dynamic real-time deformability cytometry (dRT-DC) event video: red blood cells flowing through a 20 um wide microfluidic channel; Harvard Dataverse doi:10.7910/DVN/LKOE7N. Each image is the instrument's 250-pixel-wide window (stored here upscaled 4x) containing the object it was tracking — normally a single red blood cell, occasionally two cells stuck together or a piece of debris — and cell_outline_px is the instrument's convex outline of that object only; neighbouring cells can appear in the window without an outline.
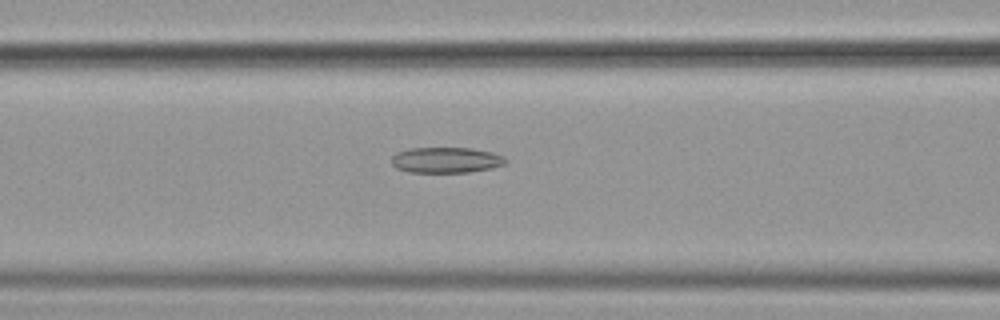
{"species": "common noctule bat (a hibernating species)", "species_latin": "Nyctalus noctula", "temperature_condition": "cold", "stored_images_in_passage": 56, "camera_frame_rate_fps": 3000, "um_per_image_px": 0.085, "animal": {"sex": "female", "body_mass_g": 19.9}, "frame": {"image": 1, "passage_image": 24, "time_ms": 7.667, "image_size_px": [1000, 320], "cell_outline_px": [[508, 160], [504, 164], [492, 168], [468, 172], [408, 172], [396, 168], [392, 164], [392, 156], [396, 152], [408, 148], [472, 148], [492, 152], [504, 156]], "centroid_in_image_um": [37.91, 13.6], "position_along_channel_um": 128.7, "area_um2": 17.17}}
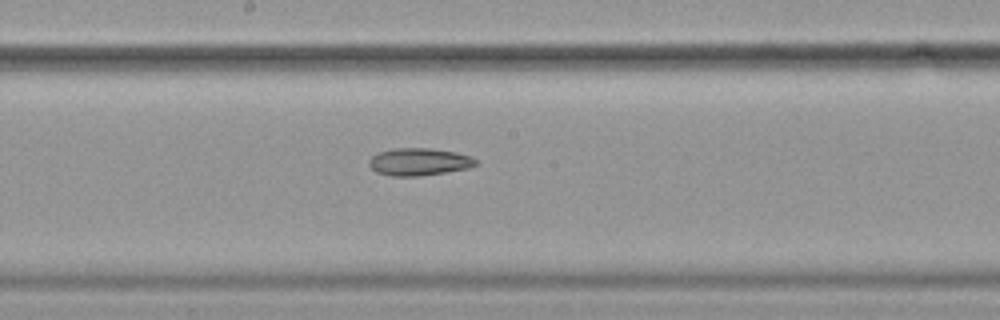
{"frame": {"image": 2, "passage_image": 31, "time_ms": 10.0, "image_size_px": [1000, 320], "cell_outline_px": [[476, 164], [468, 168], [444, 172], [416, 176], [392, 176], [376, 172], [368, 164], [368, 160], [372, 156], [380, 152], [392, 148], [432, 148], [456, 152], [468, 156], [476, 160]], "centroid_in_image_um": [35.57, 13.74], "position_along_channel_um": 212.6, "area_um2": 16.88}}
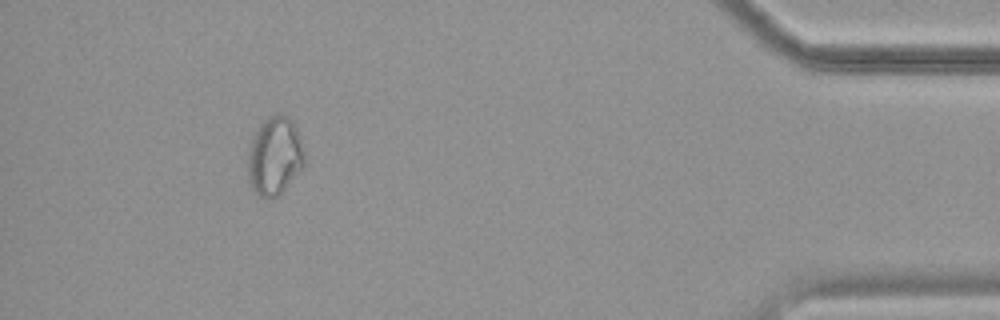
{"frame": {"image": 3, "passage_image": 52, "time_ms": 17.0, "image_size_px": [1000, 320], "cell_outline_px": [[304, 164], [284, 188], [276, 196], [260, 196], [252, 188], [248, 180], [248, 156], [252, 140], [260, 124], [268, 116], [276, 112], [280, 112], [288, 116], [292, 120], [300, 132], [304, 156]], "centroid_in_image_um": [23.35, 13.18], "position_along_channel_um": 411.8, "area_um2": 25.49}}